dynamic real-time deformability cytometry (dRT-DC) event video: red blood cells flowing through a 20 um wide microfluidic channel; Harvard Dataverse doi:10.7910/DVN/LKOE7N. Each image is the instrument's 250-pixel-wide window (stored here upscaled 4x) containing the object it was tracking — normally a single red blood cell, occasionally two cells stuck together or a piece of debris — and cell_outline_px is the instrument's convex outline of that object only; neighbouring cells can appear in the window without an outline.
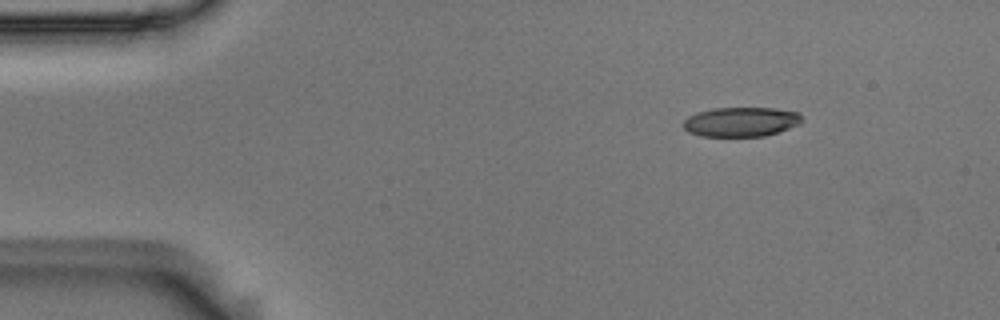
{"species": "Egyptian fruit bat (a non-hibernating species)", "species_latin": "Rousettus aegyptiacus", "temperature_condition": "room temperature", "stored_images_in_passage": 49, "camera_frame_rate_fps": 3000, "um_per_image_px": 0.085, "animal": {"sex": "male"}, "frame": {"image": 1, "passage_image": 1, "time_ms": 0.0, "image_size_px": [1000, 320], "cell_outline_px": [[804, 120], [800, 124], [764, 136], [700, 136], [688, 132], [684, 128], [684, 120], [688, 116], [696, 112], [712, 108], [772, 108], [796, 112]], "centroid_in_image_um": [62.95, 10.35], "position_along_channel_um": 22.1, "area_um2": 20.29}}
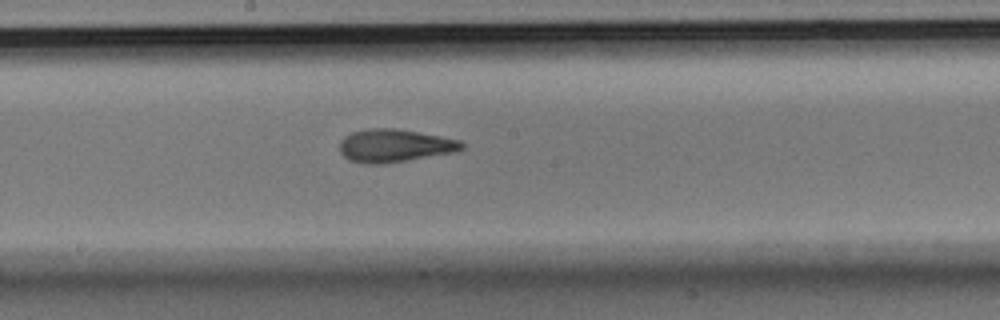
{"frame": {"image": 2, "passage_image": 23, "time_ms": 7.333, "image_size_px": [1000, 320], "cell_outline_px": [[464, 148], [452, 152], [384, 164], [368, 164], [348, 160], [340, 152], [340, 140], [344, 136], [352, 132], [368, 128], [396, 128], [440, 136], [460, 140], [464, 144]], "centroid_in_image_um": [33.49, 12.37], "position_along_channel_um": 214.7, "area_um2": 23.35}}
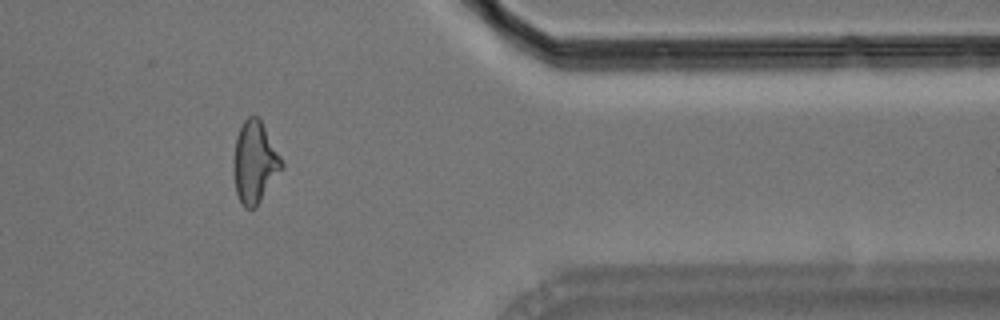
{"frame": {"image": 3, "passage_image": 39, "time_ms": 12.667, "image_size_px": [1000, 320], "cell_outline_px": [[284, 168], [256, 208], [244, 208], [236, 192], [232, 172], [232, 160], [236, 136], [244, 120], [248, 116], [256, 116], [260, 120], [280, 156], [284, 164]], "centroid_in_image_um": [21.63, 13.84], "position_along_channel_um": 389.8, "area_um2": 23.12}, "authors_computed_cell_mechanics": {"area_um2": 22.4842, "velocity_mm_per_s": 3.6552, "shape_relaxation_time_tau1_ms": 5.3731, "shape_relaxation_time_tau2_ms": 2.4002, "deformation_change_tau1": 0.2036, "deformation_change_tau2": 0.1243}}